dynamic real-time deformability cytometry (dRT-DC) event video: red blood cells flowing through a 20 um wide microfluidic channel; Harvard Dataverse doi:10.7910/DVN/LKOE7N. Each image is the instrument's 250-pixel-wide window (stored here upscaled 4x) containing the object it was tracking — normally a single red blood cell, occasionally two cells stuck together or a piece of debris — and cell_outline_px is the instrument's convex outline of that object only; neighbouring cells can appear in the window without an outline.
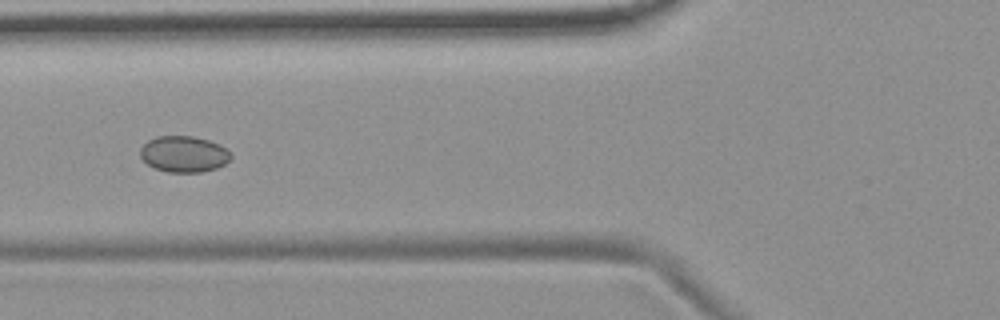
{"species": "common noctule bat (a hibernating species)", "species_latin": "Nyctalus noctula", "temperature_condition": "room temperature", "stored_images_in_passage": 6, "camera_frame_rate_fps": 3000, "um_per_image_px": 0.085, "animal": {"sex": "female", "body_mass_g": 19.9}, "frame": {"image": 1, "passage_image": 6, "time_ms": 6.0, "image_size_px": [1000, 320], "cell_outline_px": [[232, 156], [224, 164], [216, 168], [200, 172], [168, 172], [156, 168], [148, 164], [140, 156], [140, 148], [148, 140], [156, 136], [192, 136], [208, 140], [220, 144], [232, 152]], "centroid_in_image_um": [15.64, 13.08], "position_along_channel_um": 110.2, "area_um2": 19.07}}